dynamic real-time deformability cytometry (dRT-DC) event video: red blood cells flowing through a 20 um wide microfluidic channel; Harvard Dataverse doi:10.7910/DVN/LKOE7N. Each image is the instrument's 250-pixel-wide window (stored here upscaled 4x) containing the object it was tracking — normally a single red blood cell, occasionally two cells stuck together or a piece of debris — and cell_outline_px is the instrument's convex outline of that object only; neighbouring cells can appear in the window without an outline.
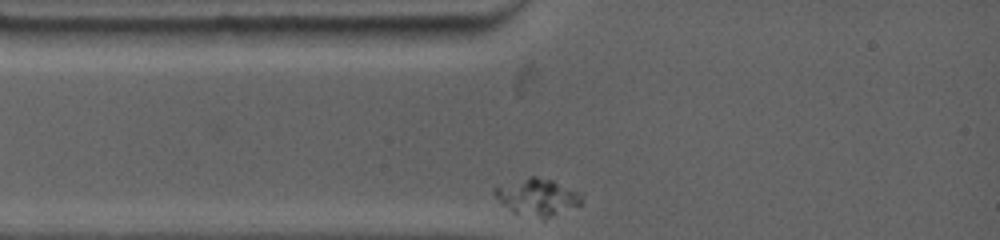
{"species": "common noctule bat (a hibernating species)", "species_latin": "Nyctalus noctula", "temperature_condition": "warm", "stored_images_in_passage": 7, "camera_frame_rate_fps": 4500, "um_per_image_px": 0.085, "animal": {"sex": "female", "body_mass_g": 19.0, "forearm_length_mm": 53.3}, "frame": {"image": 1, "passage_image": 1, "time_ms": 0.0, "image_size_px": [1000, 240], "cell_outline_px": [[584, 196], [580, 204], [544, 220], [512, 212], [500, 204], [492, 192], [492, 188], [528, 176], [536, 176], [552, 180], [584, 192]], "centroid_in_image_um": [45.68, 16.75], "position_along_channel_um": 39.3, "area_um2": 19.25}}